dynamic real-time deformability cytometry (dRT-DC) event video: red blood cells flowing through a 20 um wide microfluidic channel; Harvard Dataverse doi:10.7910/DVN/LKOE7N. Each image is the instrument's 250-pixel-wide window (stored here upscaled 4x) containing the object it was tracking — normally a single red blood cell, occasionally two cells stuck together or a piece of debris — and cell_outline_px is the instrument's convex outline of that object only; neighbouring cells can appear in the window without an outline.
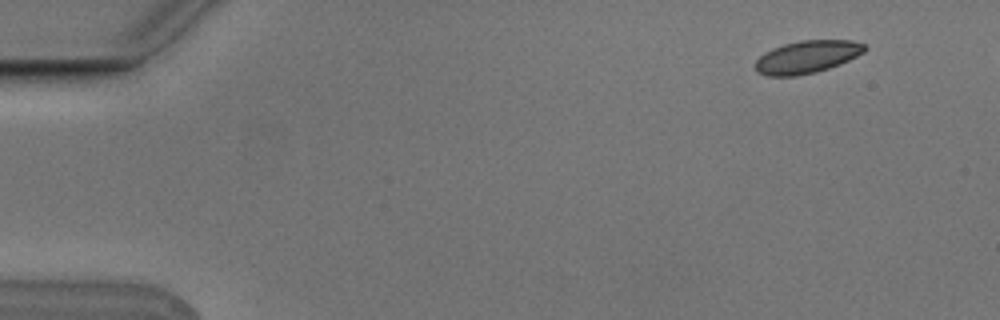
{"species": "Egyptian fruit bat (a non-hibernating species)", "species_latin": "Rousettus aegyptiacus", "temperature_condition": "cold", "stored_images_in_passage": 5, "camera_frame_rate_fps": 3000, "um_per_image_px": 0.085, "animal": {"sex": "male"}, "frame": {"image": 1, "passage_image": 1, "time_ms": 0.0, "image_size_px": [1000, 320], "cell_outline_px": [[868, 48], [864, 52], [840, 64], [816, 72], [796, 76], [768, 76], [756, 72], [756, 60], [764, 52], [772, 48], [784, 44], [800, 40], [852, 40], [864, 44]], "centroid_in_image_um": [68.59, 4.83], "position_along_channel_um": 16.4, "area_um2": 20.81}}